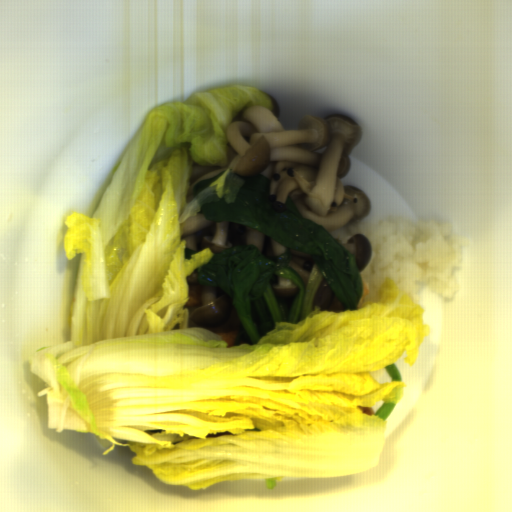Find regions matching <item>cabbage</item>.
<instances>
[{"mask_svg": "<svg viewBox=\"0 0 512 512\" xmlns=\"http://www.w3.org/2000/svg\"><path fill=\"white\" fill-rule=\"evenodd\" d=\"M272 110L259 89L231 85L152 108L112 170L93 217L65 219L63 249L80 254L69 339L39 348L30 371L46 386L48 429L129 447L166 485L358 475L377 466L387 422L358 408L398 404L402 381L371 372L405 353L413 365L429 327L393 279L359 309L277 322L255 344L228 346L188 327L187 278L214 253L185 258L190 219L232 203L245 179L230 169L190 202L194 165L227 166L231 121Z\"/></svg>", "mask_w": 512, "mask_h": 512, "instance_id": "4295e07d", "label": "cabbage"}]
</instances>
